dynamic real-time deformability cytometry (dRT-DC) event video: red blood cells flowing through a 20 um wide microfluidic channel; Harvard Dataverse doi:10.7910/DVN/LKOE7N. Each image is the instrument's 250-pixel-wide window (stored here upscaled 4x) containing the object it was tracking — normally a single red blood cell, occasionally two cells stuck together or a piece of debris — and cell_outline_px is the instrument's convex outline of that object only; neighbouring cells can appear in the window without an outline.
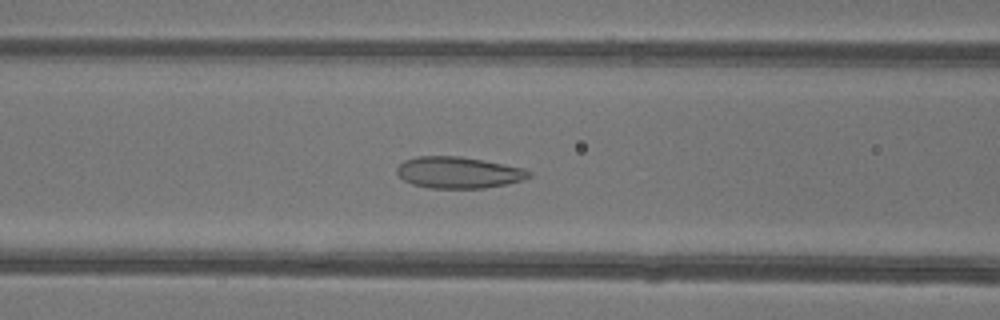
{"species": "common noctule bat (a hibernating species)", "species_latin": "Nyctalus noctula", "temperature_condition": "warm", "stored_images_in_passage": 36, "camera_frame_rate_fps": 3000, "um_per_image_px": 0.085, "animal": {"sex": "female"}, "frame": {"image": 1, "passage_image": 10, "time_ms": 3.0, "image_size_px": [1000, 320], "cell_outline_px": [[532, 176], [524, 180], [508, 184], [484, 188], [428, 188], [412, 184], [404, 180], [396, 172], [396, 168], [404, 160], [416, 156], [460, 156], [484, 160], [524, 168], [532, 172]], "centroid_in_image_um": [39.0, 14.66], "position_along_channel_um": 127.6, "area_um2": 24.45}}
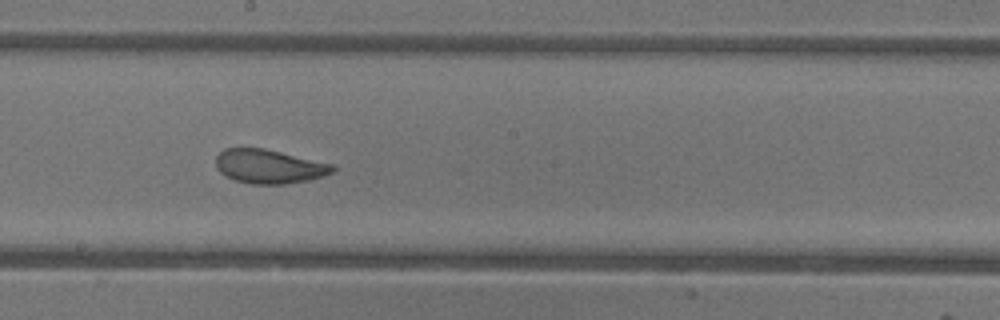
{"frame": {"image": 2, "passage_image": 17, "time_ms": 5.333, "image_size_px": [1000, 320], "cell_outline_px": [[336, 172], [308, 180], [284, 184], [252, 184], [236, 180], [220, 172], [216, 168], [216, 156], [224, 148], [264, 148], [332, 164], [336, 168]], "centroid_in_image_um": [22.88, 14.14], "position_along_channel_um": 225.3, "area_um2": 23.0}}
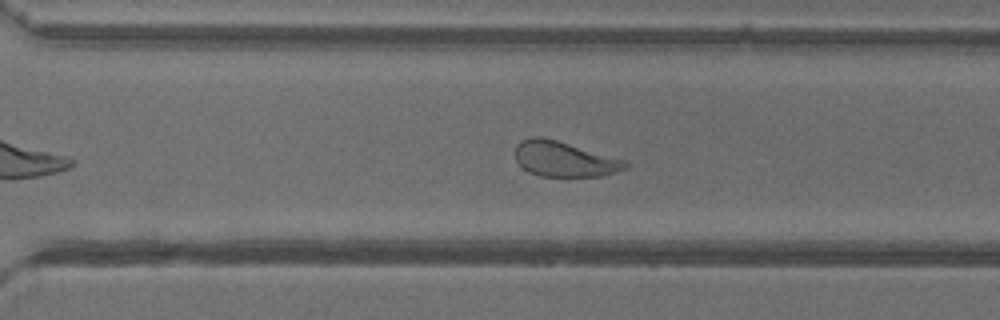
{"frame": {"image": 3, "passage_image": 24, "time_ms": 7.667, "image_size_px": [1000, 320], "cell_outline_px": [[628, 168], [616, 172], [600, 176], [540, 176], [528, 172], [516, 160], [512, 152], [516, 144], [520, 140], [532, 136], [540, 136], [556, 140], [628, 160]], "centroid_in_image_um": [47.94, 13.51], "position_along_channel_um": 322.7, "area_um2": 22.95}, "authors_computed_cell_mechanics": {"area_um2": 23.7847, "velocity_mm_per_s": 4.1861, "shape_relaxation_time_tau1_ms": 4.3757, "shape_relaxation_time_tau2_ms": 0.9998, "deformation_change_tau1": 0.1378, "deformation_change_tau2": 0.0681}}